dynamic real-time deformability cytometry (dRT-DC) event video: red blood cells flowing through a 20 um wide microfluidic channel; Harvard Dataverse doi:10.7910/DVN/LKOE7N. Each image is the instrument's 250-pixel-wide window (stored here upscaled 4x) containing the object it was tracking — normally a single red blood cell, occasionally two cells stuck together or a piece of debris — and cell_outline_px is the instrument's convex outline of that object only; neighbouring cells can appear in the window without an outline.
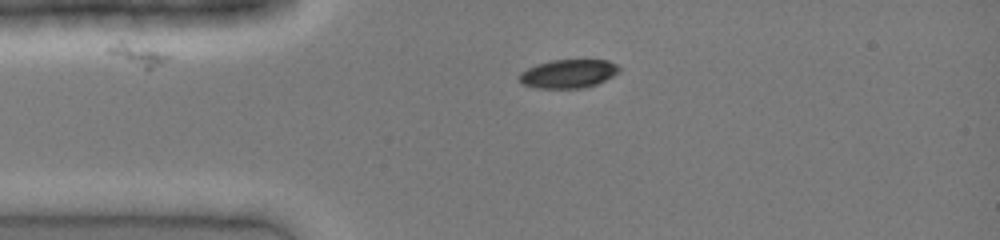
{"species": "common noctule bat (a hibernating species)", "species_latin": "Nyctalus noctula", "temperature_condition": "cold", "stored_images_in_passage": 32, "camera_frame_rate_fps": 3000, "um_per_image_px": 0.085, "animal": {"sex": "female", "body_mass_g": 19.0, "forearm_length_mm": 51.5}, "frame": {"image": 1, "passage_image": 1, "time_ms": 0.0, "image_size_px": [1000, 240], "cell_outline_px": [[620, 68], [612, 76], [596, 84], [584, 88], [536, 88], [524, 84], [520, 80], [520, 72], [536, 64], [552, 60], [608, 60], [616, 64]], "centroid_in_image_um": [48.29, 6.26], "position_along_channel_um": 36.7, "area_um2": 16.42}}
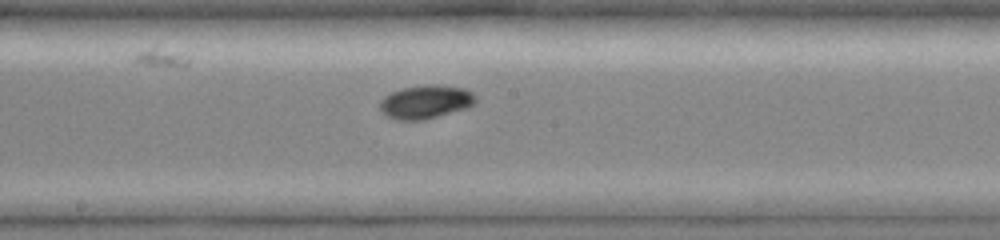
{"frame": {"image": 2, "passage_image": 14, "time_ms": 4.333, "image_size_px": [1000, 240], "cell_outline_px": [[476, 100], [472, 104], [464, 108], [424, 120], [396, 120], [380, 112], [380, 100], [384, 96], [392, 92], [404, 88], [432, 84], [436, 84], [464, 88], [472, 92]], "centroid_in_image_um": [36.14, 8.66], "position_along_channel_um": 212.1, "area_um2": 18.44}}
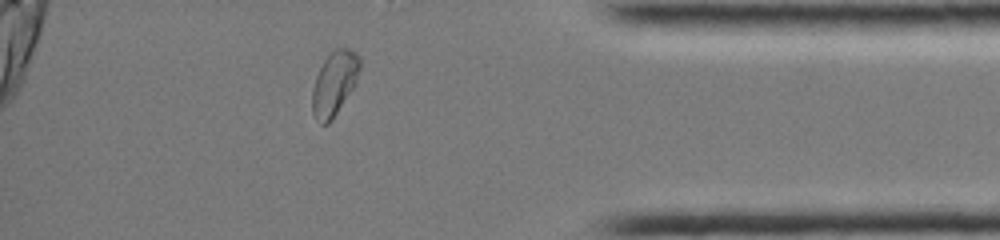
{"frame": {"image": 3, "passage_image": 28, "time_ms": 9.0, "image_size_px": [1000, 240], "cell_outline_px": [[360, 68], [356, 84], [332, 120], [328, 124], [320, 124], [316, 120], [312, 112], [312, 88], [316, 76], [324, 60], [336, 48], [348, 48], [356, 52], [360, 56]], "centroid_in_image_um": [28.43, 7.1], "position_along_channel_um": 406.8, "area_um2": 17.86}}